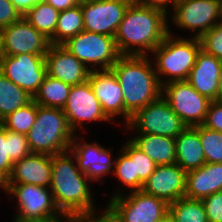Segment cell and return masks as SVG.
Returning <instances> with one entry per match:
<instances>
[{
  "label": "cell",
  "instance_id": "cell-1",
  "mask_svg": "<svg viewBox=\"0 0 222 222\" xmlns=\"http://www.w3.org/2000/svg\"><path fill=\"white\" fill-rule=\"evenodd\" d=\"M169 17L159 8L133 0L114 36L120 55L148 56L168 35Z\"/></svg>",
  "mask_w": 222,
  "mask_h": 222
},
{
  "label": "cell",
  "instance_id": "cell-2",
  "mask_svg": "<svg viewBox=\"0 0 222 222\" xmlns=\"http://www.w3.org/2000/svg\"><path fill=\"white\" fill-rule=\"evenodd\" d=\"M123 91L124 120L162 95V85L148 56L121 55L110 69Z\"/></svg>",
  "mask_w": 222,
  "mask_h": 222
},
{
  "label": "cell",
  "instance_id": "cell-3",
  "mask_svg": "<svg viewBox=\"0 0 222 222\" xmlns=\"http://www.w3.org/2000/svg\"><path fill=\"white\" fill-rule=\"evenodd\" d=\"M73 158L70 151L52 155L50 190L55 206L60 213L69 216L97 214L89 187L91 181Z\"/></svg>",
  "mask_w": 222,
  "mask_h": 222
},
{
  "label": "cell",
  "instance_id": "cell-4",
  "mask_svg": "<svg viewBox=\"0 0 222 222\" xmlns=\"http://www.w3.org/2000/svg\"><path fill=\"white\" fill-rule=\"evenodd\" d=\"M201 49L199 38L190 37V39H184L179 36H172L171 30L168 29V35L151 52L155 56V63L153 64L160 84L187 80ZM161 75L166 76L165 81Z\"/></svg>",
  "mask_w": 222,
  "mask_h": 222
},
{
  "label": "cell",
  "instance_id": "cell-5",
  "mask_svg": "<svg viewBox=\"0 0 222 222\" xmlns=\"http://www.w3.org/2000/svg\"><path fill=\"white\" fill-rule=\"evenodd\" d=\"M74 136L61 108L37 104L35 122L27 134L31 153L56 155L69 151Z\"/></svg>",
  "mask_w": 222,
  "mask_h": 222
},
{
  "label": "cell",
  "instance_id": "cell-6",
  "mask_svg": "<svg viewBox=\"0 0 222 222\" xmlns=\"http://www.w3.org/2000/svg\"><path fill=\"white\" fill-rule=\"evenodd\" d=\"M62 46L90 71H99L100 68L109 70L121 56L114 37L85 30L68 39Z\"/></svg>",
  "mask_w": 222,
  "mask_h": 222
},
{
  "label": "cell",
  "instance_id": "cell-7",
  "mask_svg": "<svg viewBox=\"0 0 222 222\" xmlns=\"http://www.w3.org/2000/svg\"><path fill=\"white\" fill-rule=\"evenodd\" d=\"M112 196L106 206L118 222H156L168 214L165 200L142 190L130 191L126 196L117 191Z\"/></svg>",
  "mask_w": 222,
  "mask_h": 222
},
{
  "label": "cell",
  "instance_id": "cell-8",
  "mask_svg": "<svg viewBox=\"0 0 222 222\" xmlns=\"http://www.w3.org/2000/svg\"><path fill=\"white\" fill-rule=\"evenodd\" d=\"M125 127L135 129L137 134L176 138L187 126L161 95L136 112Z\"/></svg>",
  "mask_w": 222,
  "mask_h": 222
},
{
  "label": "cell",
  "instance_id": "cell-9",
  "mask_svg": "<svg viewBox=\"0 0 222 222\" xmlns=\"http://www.w3.org/2000/svg\"><path fill=\"white\" fill-rule=\"evenodd\" d=\"M171 14L174 25L196 32L192 37L201 38L222 21V0H177Z\"/></svg>",
  "mask_w": 222,
  "mask_h": 222
},
{
  "label": "cell",
  "instance_id": "cell-10",
  "mask_svg": "<svg viewBox=\"0 0 222 222\" xmlns=\"http://www.w3.org/2000/svg\"><path fill=\"white\" fill-rule=\"evenodd\" d=\"M162 96L187 127L203 125L212 102L199 94L186 80L163 84Z\"/></svg>",
  "mask_w": 222,
  "mask_h": 222
},
{
  "label": "cell",
  "instance_id": "cell-11",
  "mask_svg": "<svg viewBox=\"0 0 222 222\" xmlns=\"http://www.w3.org/2000/svg\"><path fill=\"white\" fill-rule=\"evenodd\" d=\"M0 72L34 97L47 75L45 55H5L0 61Z\"/></svg>",
  "mask_w": 222,
  "mask_h": 222
},
{
  "label": "cell",
  "instance_id": "cell-12",
  "mask_svg": "<svg viewBox=\"0 0 222 222\" xmlns=\"http://www.w3.org/2000/svg\"><path fill=\"white\" fill-rule=\"evenodd\" d=\"M133 0H93L83 3L84 30L114 37L124 13Z\"/></svg>",
  "mask_w": 222,
  "mask_h": 222
},
{
  "label": "cell",
  "instance_id": "cell-13",
  "mask_svg": "<svg viewBox=\"0 0 222 222\" xmlns=\"http://www.w3.org/2000/svg\"><path fill=\"white\" fill-rule=\"evenodd\" d=\"M62 110L74 134L77 127L81 126L82 128L84 121L87 123L89 121H112L103 112L102 106L94 95L88 80L71 86L69 97Z\"/></svg>",
  "mask_w": 222,
  "mask_h": 222
},
{
  "label": "cell",
  "instance_id": "cell-14",
  "mask_svg": "<svg viewBox=\"0 0 222 222\" xmlns=\"http://www.w3.org/2000/svg\"><path fill=\"white\" fill-rule=\"evenodd\" d=\"M8 195L17 199V214L20 218H42L59 216V212L53 201L50 188L33 184H7Z\"/></svg>",
  "mask_w": 222,
  "mask_h": 222
},
{
  "label": "cell",
  "instance_id": "cell-15",
  "mask_svg": "<svg viewBox=\"0 0 222 222\" xmlns=\"http://www.w3.org/2000/svg\"><path fill=\"white\" fill-rule=\"evenodd\" d=\"M4 55H45L50 39L33 27L24 17L1 29Z\"/></svg>",
  "mask_w": 222,
  "mask_h": 222
},
{
  "label": "cell",
  "instance_id": "cell-16",
  "mask_svg": "<svg viewBox=\"0 0 222 222\" xmlns=\"http://www.w3.org/2000/svg\"><path fill=\"white\" fill-rule=\"evenodd\" d=\"M186 174L178 164L157 165L144 182L142 191L165 200L168 204L185 197Z\"/></svg>",
  "mask_w": 222,
  "mask_h": 222
},
{
  "label": "cell",
  "instance_id": "cell-17",
  "mask_svg": "<svg viewBox=\"0 0 222 222\" xmlns=\"http://www.w3.org/2000/svg\"><path fill=\"white\" fill-rule=\"evenodd\" d=\"M77 136L75 134L69 151L75 157L79 170L85 173L91 182L100 179L102 181L104 175L113 173L114 167L112 166L115 165V160H112L111 150L102 147L97 141L91 144L85 141L80 144L77 142Z\"/></svg>",
  "mask_w": 222,
  "mask_h": 222
},
{
  "label": "cell",
  "instance_id": "cell-18",
  "mask_svg": "<svg viewBox=\"0 0 222 222\" xmlns=\"http://www.w3.org/2000/svg\"><path fill=\"white\" fill-rule=\"evenodd\" d=\"M47 75L64 83L78 85L88 80L90 70L62 45H50L45 54Z\"/></svg>",
  "mask_w": 222,
  "mask_h": 222
},
{
  "label": "cell",
  "instance_id": "cell-19",
  "mask_svg": "<svg viewBox=\"0 0 222 222\" xmlns=\"http://www.w3.org/2000/svg\"><path fill=\"white\" fill-rule=\"evenodd\" d=\"M88 81L105 115L110 120L121 115L124 118L123 91L115 74L110 69L90 71Z\"/></svg>",
  "mask_w": 222,
  "mask_h": 222
},
{
  "label": "cell",
  "instance_id": "cell-20",
  "mask_svg": "<svg viewBox=\"0 0 222 222\" xmlns=\"http://www.w3.org/2000/svg\"><path fill=\"white\" fill-rule=\"evenodd\" d=\"M52 155L30 153L13 163L7 184H33L50 188Z\"/></svg>",
  "mask_w": 222,
  "mask_h": 222
},
{
  "label": "cell",
  "instance_id": "cell-21",
  "mask_svg": "<svg viewBox=\"0 0 222 222\" xmlns=\"http://www.w3.org/2000/svg\"><path fill=\"white\" fill-rule=\"evenodd\" d=\"M221 68L222 60L201 49L186 81L199 94L215 101L219 89Z\"/></svg>",
  "mask_w": 222,
  "mask_h": 222
},
{
  "label": "cell",
  "instance_id": "cell-22",
  "mask_svg": "<svg viewBox=\"0 0 222 222\" xmlns=\"http://www.w3.org/2000/svg\"><path fill=\"white\" fill-rule=\"evenodd\" d=\"M222 191V164L205 163L186 174L185 197L202 200Z\"/></svg>",
  "mask_w": 222,
  "mask_h": 222
},
{
  "label": "cell",
  "instance_id": "cell-23",
  "mask_svg": "<svg viewBox=\"0 0 222 222\" xmlns=\"http://www.w3.org/2000/svg\"><path fill=\"white\" fill-rule=\"evenodd\" d=\"M176 164L188 172L206 163L204 149L199 137V125L186 127L176 138Z\"/></svg>",
  "mask_w": 222,
  "mask_h": 222
},
{
  "label": "cell",
  "instance_id": "cell-24",
  "mask_svg": "<svg viewBox=\"0 0 222 222\" xmlns=\"http://www.w3.org/2000/svg\"><path fill=\"white\" fill-rule=\"evenodd\" d=\"M130 140L156 165L176 163L175 138L153 134H138Z\"/></svg>",
  "mask_w": 222,
  "mask_h": 222
},
{
  "label": "cell",
  "instance_id": "cell-25",
  "mask_svg": "<svg viewBox=\"0 0 222 222\" xmlns=\"http://www.w3.org/2000/svg\"><path fill=\"white\" fill-rule=\"evenodd\" d=\"M71 85L48 75L39 86L33 101L40 106L63 109L69 97Z\"/></svg>",
  "mask_w": 222,
  "mask_h": 222
},
{
  "label": "cell",
  "instance_id": "cell-26",
  "mask_svg": "<svg viewBox=\"0 0 222 222\" xmlns=\"http://www.w3.org/2000/svg\"><path fill=\"white\" fill-rule=\"evenodd\" d=\"M83 30V13L81 5L78 4L59 12L57 27L50 43L52 45H62Z\"/></svg>",
  "mask_w": 222,
  "mask_h": 222
},
{
  "label": "cell",
  "instance_id": "cell-27",
  "mask_svg": "<svg viewBox=\"0 0 222 222\" xmlns=\"http://www.w3.org/2000/svg\"><path fill=\"white\" fill-rule=\"evenodd\" d=\"M32 100V96L0 72V122Z\"/></svg>",
  "mask_w": 222,
  "mask_h": 222
},
{
  "label": "cell",
  "instance_id": "cell-28",
  "mask_svg": "<svg viewBox=\"0 0 222 222\" xmlns=\"http://www.w3.org/2000/svg\"><path fill=\"white\" fill-rule=\"evenodd\" d=\"M58 16V10L46 1L41 0L23 17L39 32L51 39L54 36L57 27Z\"/></svg>",
  "mask_w": 222,
  "mask_h": 222
},
{
  "label": "cell",
  "instance_id": "cell-29",
  "mask_svg": "<svg viewBox=\"0 0 222 222\" xmlns=\"http://www.w3.org/2000/svg\"><path fill=\"white\" fill-rule=\"evenodd\" d=\"M168 214L173 222H209L201 200L182 197L169 203Z\"/></svg>",
  "mask_w": 222,
  "mask_h": 222
},
{
  "label": "cell",
  "instance_id": "cell-30",
  "mask_svg": "<svg viewBox=\"0 0 222 222\" xmlns=\"http://www.w3.org/2000/svg\"><path fill=\"white\" fill-rule=\"evenodd\" d=\"M37 114V103L33 100L27 105L10 113L0 123L6 130L27 135L34 125Z\"/></svg>",
  "mask_w": 222,
  "mask_h": 222
},
{
  "label": "cell",
  "instance_id": "cell-31",
  "mask_svg": "<svg viewBox=\"0 0 222 222\" xmlns=\"http://www.w3.org/2000/svg\"><path fill=\"white\" fill-rule=\"evenodd\" d=\"M120 150V154L115 157L113 175L124 186L131 189V192L142 190L143 183L139 180L138 175H135L134 161L122 149Z\"/></svg>",
  "mask_w": 222,
  "mask_h": 222
},
{
  "label": "cell",
  "instance_id": "cell-32",
  "mask_svg": "<svg viewBox=\"0 0 222 222\" xmlns=\"http://www.w3.org/2000/svg\"><path fill=\"white\" fill-rule=\"evenodd\" d=\"M199 137L204 149L206 163L222 164V133L199 125Z\"/></svg>",
  "mask_w": 222,
  "mask_h": 222
},
{
  "label": "cell",
  "instance_id": "cell-33",
  "mask_svg": "<svg viewBox=\"0 0 222 222\" xmlns=\"http://www.w3.org/2000/svg\"><path fill=\"white\" fill-rule=\"evenodd\" d=\"M122 150L134 161L135 175H138L139 180L144 184L157 165L131 140H127Z\"/></svg>",
  "mask_w": 222,
  "mask_h": 222
},
{
  "label": "cell",
  "instance_id": "cell-34",
  "mask_svg": "<svg viewBox=\"0 0 222 222\" xmlns=\"http://www.w3.org/2000/svg\"><path fill=\"white\" fill-rule=\"evenodd\" d=\"M202 49L222 60V21L207 31L201 38Z\"/></svg>",
  "mask_w": 222,
  "mask_h": 222
},
{
  "label": "cell",
  "instance_id": "cell-35",
  "mask_svg": "<svg viewBox=\"0 0 222 222\" xmlns=\"http://www.w3.org/2000/svg\"><path fill=\"white\" fill-rule=\"evenodd\" d=\"M6 138L9 141V158L13 163L31 153L27 135L6 130Z\"/></svg>",
  "mask_w": 222,
  "mask_h": 222
},
{
  "label": "cell",
  "instance_id": "cell-36",
  "mask_svg": "<svg viewBox=\"0 0 222 222\" xmlns=\"http://www.w3.org/2000/svg\"><path fill=\"white\" fill-rule=\"evenodd\" d=\"M209 222H222V191L201 200Z\"/></svg>",
  "mask_w": 222,
  "mask_h": 222
},
{
  "label": "cell",
  "instance_id": "cell-37",
  "mask_svg": "<svg viewBox=\"0 0 222 222\" xmlns=\"http://www.w3.org/2000/svg\"><path fill=\"white\" fill-rule=\"evenodd\" d=\"M13 162L9 158V141L6 138V129L0 123V175L6 180L9 178Z\"/></svg>",
  "mask_w": 222,
  "mask_h": 222
},
{
  "label": "cell",
  "instance_id": "cell-38",
  "mask_svg": "<svg viewBox=\"0 0 222 222\" xmlns=\"http://www.w3.org/2000/svg\"><path fill=\"white\" fill-rule=\"evenodd\" d=\"M203 126L222 133V102L215 100L210 103Z\"/></svg>",
  "mask_w": 222,
  "mask_h": 222
},
{
  "label": "cell",
  "instance_id": "cell-39",
  "mask_svg": "<svg viewBox=\"0 0 222 222\" xmlns=\"http://www.w3.org/2000/svg\"><path fill=\"white\" fill-rule=\"evenodd\" d=\"M22 17L10 0H0V29L19 21Z\"/></svg>",
  "mask_w": 222,
  "mask_h": 222
},
{
  "label": "cell",
  "instance_id": "cell-40",
  "mask_svg": "<svg viewBox=\"0 0 222 222\" xmlns=\"http://www.w3.org/2000/svg\"><path fill=\"white\" fill-rule=\"evenodd\" d=\"M104 209L101 216L96 217L95 213L75 215L71 216L70 222H118L106 207Z\"/></svg>",
  "mask_w": 222,
  "mask_h": 222
},
{
  "label": "cell",
  "instance_id": "cell-41",
  "mask_svg": "<svg viewBox=\"0 0 222 222\" xmlns=\"http://www.w3.org/2000/svg\"><path fill=\"white\" fill-rule=\"evenodd\" d=\"M70 220H71V216L66 215V214H61L59 216L42 217V218L14 217L13 222H70Z\"/></svg>",
  "mask_w": 222,
  "mask_h": 222
},
{
  "label": "cell",
  "instance_id": "cell-42",
  "mask_svg": "<svg viewBox=\"0 0 222 222\" xmlns=\"http://www.w3.org/2000/svg\"><path fill=\"white\" fill-rule=\"evenodd\" d=\"M134 1L141 5L159 8L169 14L167 5L169 4L170 6H172L171 8H173L177 0H134Z\"/></svg>",
  "mask_w": 222,
  "mask_h": 222
},
{
  "label": "cell",
  "instance_id": "cell-43",
  "mask_svg": "<svg viewBox=\"0 0 222 222\" xmlns=\"http://www.w3.org/2000/svg\"><path fill=\"white\" fill-rule=\"evenodd\" d=\"M19 13L24 16L41 0H10Z\"/></svg>",
  "mask_w": 222,
  "mask_h": 222
},
{
  "label": "cell",
  "instance_id": "cell-44",
  "mask_svg": "<svg viewBox=\"0 0 222 222\" xmlns=\"http://www.w3.org/2000/svg\"><path fill=\"white\" fill-rule=\"evenodd\" d=\"M56 10L64 11L68 8L78 5L75 0H44Z\"/></svg>",
  "mask_w": 222,
  "mask_h": 222
},
{
  "label": "cell",
  "instance_id": "cell-45",
  "mask_svg": "<svg viewBox=\"0 0 222 222\" xmlns=\"http://www.w3.org/2000/svg\"><path fill=\"white\" fill-rule=\"evenodd\" d=\"M216 101L222 102V68H221V73H220L219 89H218Z\"/></svg>",
  "mask_w": 222,
  "mask_h": 222
},
{
  "label": "cell",
  "instance_id": "cell-46",
  "mask_svg": "<svg viewBox=\"0 0 222 222\" xmlns=\"http://www.w3.org/2000/svg\"><path fill=\"white\" fill-rule=\"evenodd\" d=\"M0 187L7 192V180L2 175H0Z\"/></svg>",
  "mask_w": 222,
  "mask_h": 222
},
{
  "label": "cell",
  "instance_id": "cell-47",
  "mask_svg": "<svg viewBox=\"0 0 222 222\" xmlns=\"http://www.w3.org/2000/svg\"><path fill=\"white\" fill-rule=\"evenodd\" d=\"M4 50H3V43H2V34H1V29H0V61L4 57Z\"/></svg>",
  "mask_w": 222,
  "mask_h": 222
},
{
  "label": "cell",
  "instance_id": "cell-48",
  "mask_svg": "<svg viewBox=\"0 0 222 222\" xmlns=\"http://www.w3.org/2000/svg\"><path fill=\"white\" fill-rule=\"evenodd\" d=\"M156 222H173L171 219V216L167 214L165 217H163L161 220L156 221Z\"/></svg>",
  "mask_w": 222,
  "mask_h": 222
},
{
  "label": "cell",
  "instance_id": "cell-49",
  "mask_svg": "<svg viewBox=\"0 0 222 222\" xmlns=\"http://www.w3.org/2000/svg\"><path fill=\"white\" fill-rule=\"evenodd\" d=\"M77 4L92 2L93 0H75Z\"/></svg>",
  "mask_w": 222,
  "mask_h": 222
}]
</instances>
